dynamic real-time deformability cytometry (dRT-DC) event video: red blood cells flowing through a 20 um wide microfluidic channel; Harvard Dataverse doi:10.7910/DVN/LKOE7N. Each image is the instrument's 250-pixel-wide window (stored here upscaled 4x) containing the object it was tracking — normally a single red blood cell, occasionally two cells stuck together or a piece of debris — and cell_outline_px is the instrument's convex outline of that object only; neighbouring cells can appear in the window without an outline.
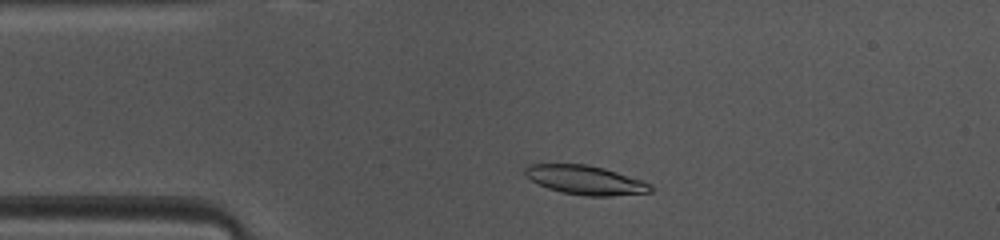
{"species": "common noctule bat (a hibernating species)", "species_latin": "Nyctalus noctula", "temperature_condition": "warm", "stored_images_in_passage": 39, "camera_frame_rate_fps": 3000, "um_per_image_px": 0.085, "animal": {"sex": "female", "body_mass_g": 10.0, "forearm_length_mm": 53.1}, "frame": {"image": 1, "passage_image": 8, "time_ms": 2.333, "image_size_px": [1000, 240], "cell_outline_px": [[656, 188], [652, 192], [612, 196], [584, 196], [560, 192], [548, 188], [532, 180], [524, 172], [524, 168], [528, 164], [588, 164], [604, 168], [652, 184]], "centroid_in_image_um": [49.79, 15.31], "position_along_channel_um": 35.2, "area_um2": 21.27}}
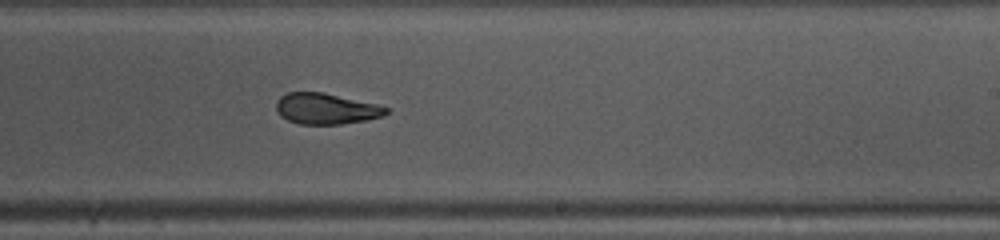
{"frame": {"image": 2, "passage_image": 26, "time_ms": 8.333, "image_size_px": [1000, 240], "cell_outline_px": [[388, 112], [384, 116], [364, 120], [340, 124], [300, 124], [288, 120], [280, 116], [276, 108], [276, 100], [280, 96], [288, 92], [324, 92], [376, 104], [388, 108]], "centroid_in_image_um": [27.68, 9.23], "position_along_channel_um": 261.3, "area_um2": 19.77}}
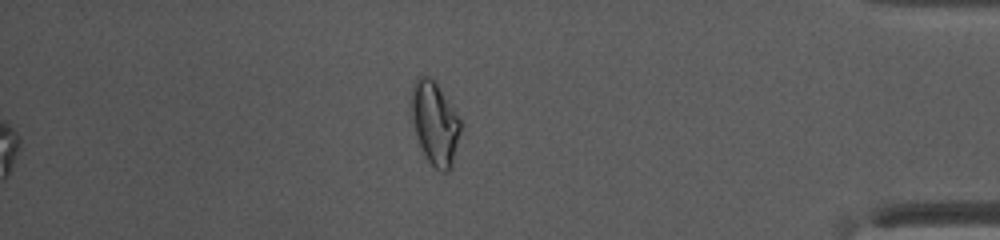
{"frame": {"image": 3, "passage_image": 39, "time_ms": 12.667, "image_size_px": [1000, 240], "cell_outline_px": [[460, 132], [452, 168], [448, 172], [440, 172], [428, 160], [416, 136], [412, 120], [408, 100], [412, 84], [416, 76], [428, 76], [436, 84], [452, 104], [460, 120]], "centroid_in_image_um": [36.93, 10.43], "position_along_channel_um": 398.3, "area_um2": 24.1}, "authors_computed_cell_mechanics": {"area_um2": 20.808, "velocity_mm_per_s": 4.1154, "shape_relaxation_time_tau1_ms": 5.3304, "shape_relaxation_time_tau2_ms": 4.4717, "deformation_change_tau1": 0.1671, "deformation_change_tau2": 0.0768}}